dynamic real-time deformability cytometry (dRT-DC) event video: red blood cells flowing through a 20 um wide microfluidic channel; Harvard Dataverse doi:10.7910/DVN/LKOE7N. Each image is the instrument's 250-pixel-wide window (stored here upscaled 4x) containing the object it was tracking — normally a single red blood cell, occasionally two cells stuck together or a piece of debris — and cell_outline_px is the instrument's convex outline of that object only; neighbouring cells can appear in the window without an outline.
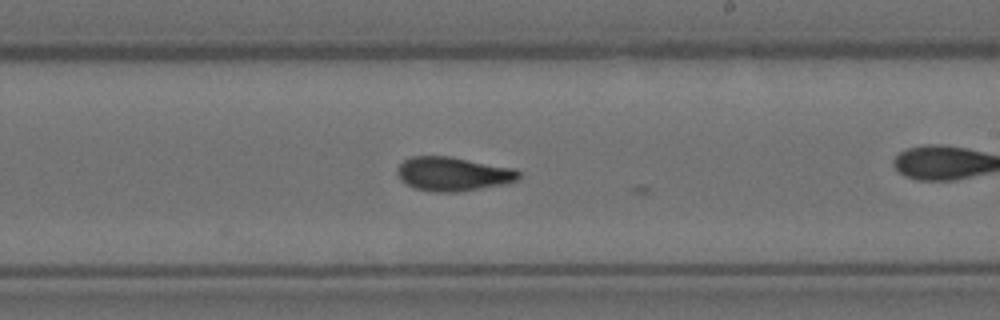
{"species": "Egyptian fruit bat (a non-hibernating species)", "species_latin": "Rousettus aegyptiacus", "temperature_condition": "room temperature", "stored_images_in_passage": 13, "camera_frame_rate_fps": 3000, "um_per_image_px": 0.085, "animal": {"sex": "female"}, "frame": {"image": 1, "passage_image": 12, "time_ms": 3.667, "image_size_px": [1000, 320], "cell_outline_px": [[520, 176], [516, 180], [508, 184], [456, 192], [436, 192], [416, 188], [400, 180], [396, 172], [396, 168], [404, 160], [412, 156], [448, 156], [512, 168], [520, 172]], "centroid_in_image_um": [38.49, 14.79], "position_along_channel_um": 250.5, "area_um2": 23.93}}